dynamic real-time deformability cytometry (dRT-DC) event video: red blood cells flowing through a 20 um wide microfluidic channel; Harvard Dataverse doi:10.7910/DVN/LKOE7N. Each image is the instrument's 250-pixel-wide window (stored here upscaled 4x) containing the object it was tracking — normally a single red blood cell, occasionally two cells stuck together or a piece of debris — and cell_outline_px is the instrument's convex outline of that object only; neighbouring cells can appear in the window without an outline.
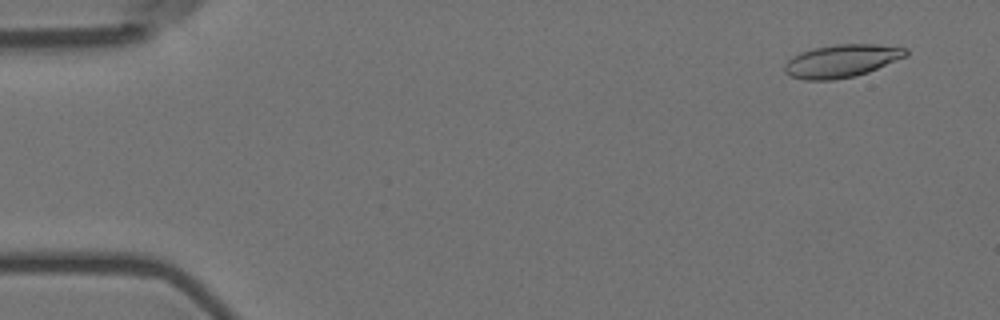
{"species": "Egyptian fruit bat (a non-hibernating species)", "species_latin": "Rousettus aegyptiacus", "temperature_condition": "room temperature", "stored_images_in_passage": 57, "camera_frame_rate_fps": 3000, "um_per_image_px": 0.085, "animal": {"sex": "female"}, "frame": {"image": 1, "passage_image": 4, "time_ms": 1.0, "image_size_px": [1000, 320], "cell_outline_px": [[908, 56], [868, 72], [856, 76], [832, 80], [804, 80], [788, 76], [784, 72], [784, 64], [792, 56], [800, 52], [812, 48], [836, 44], [876, 44], [908, 48]], "centroid_in_image_um": [71.52, 5.18], "position_along_channel_um": 13.5, "area_um2": 23.52}}
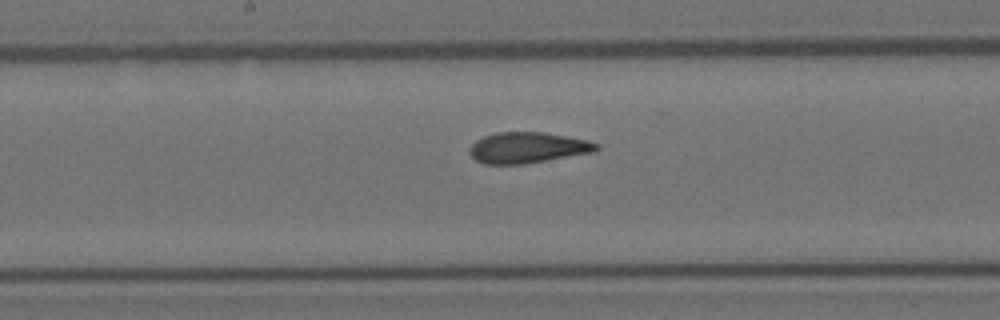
{"frame": {"image": 2, "passage_image": 30, "time_ms": 9.667, "image_size_px": [1000, 320], "cell_outline_px": [[600, 148], [596, 152], [524, 164], [484, 164], [476, 160], [472, 156], [472, 144], [476, 140], [484, 136], [496, 132], [544, 132], [584, 140], [600, 144]], "centroid_in_image_um": [44.89, 12.55], "position_along_channel_um": 203.3, "area_um2": 22.66}}
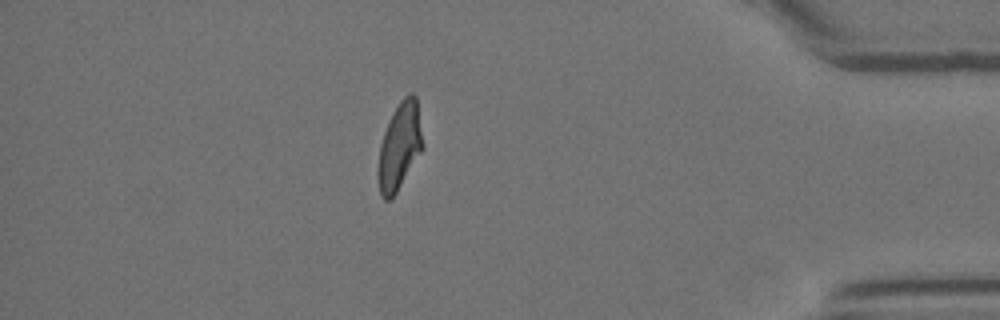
{"frame": {"image": 3, "passage_image": 50, "time_ms": 16.333, "image_size_px": [1000, 320], "cell_outline_px": [[424, 148], [396, 192], [388, 200], [384, 200], [380, 196], [376, 172], [380, 144], [388, 120], [392, 112], [400, 100], [408, 92], [412, 92], [416, 96], [424, 144]], "centroid_in_image_um": [33.95, 12.41], "position_along_channel_um": 401.2, "area_um2": 23.0}, "authors_computed_cell_mechanics": {"area_um2": 23.0044, "velocity_mm_per_s": 3.5714, "shape_relaxation_time_tau1_ms": null, "shape_relaxation_time_tau2_ms": 1.864, "deformation_change_tau1": null, "deformation_change_tau2": 0.0913}}